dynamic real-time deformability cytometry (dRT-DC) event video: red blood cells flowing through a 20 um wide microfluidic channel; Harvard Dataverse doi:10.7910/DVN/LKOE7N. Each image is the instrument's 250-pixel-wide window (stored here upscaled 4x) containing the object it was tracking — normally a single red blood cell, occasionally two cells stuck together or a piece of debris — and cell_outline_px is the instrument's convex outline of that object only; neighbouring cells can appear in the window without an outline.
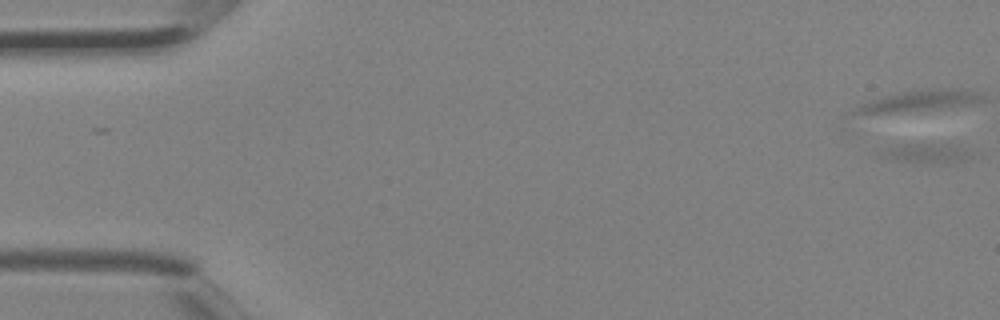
{"species": "Egyptian fruit bat (a non-hibernating species)", "species_latin": "Rousettus aegyptiacus", "temperature_condition": "room temperature", "stored_images_in_passage": 6, "camera_frame_rate_fps": 3000, "um_per_image_px": 0.085, "animal": {"sex": "female"}, "frame": {"image": 1, "passage_image": 1, "time_ms": 0.0, "image_size_px": [1000, 320], "cell_outline_px": [[972, 156], [968, 160], [948, 164], [916, 164], [888, 160], [876, 156], [876, 152], [880, 148], [896, 144], [948, 144], [964, 148], [972, 152]], "centroid_in_image_um": [78.6, 13.07], "position_along_channel_um": 6.4, "area_um2": 11.5}}
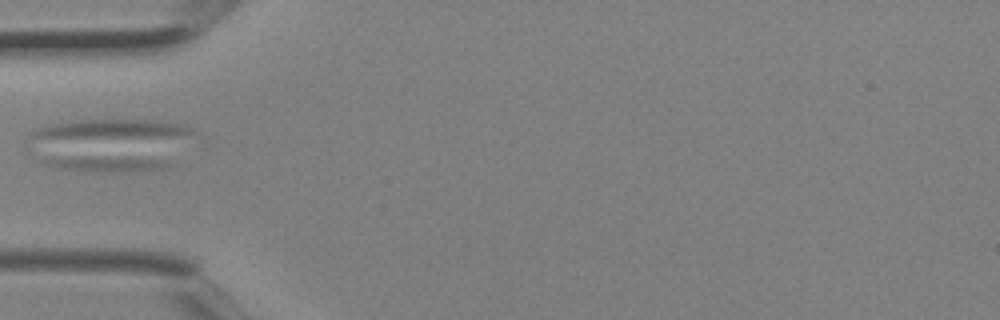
{"frame": {"image": 2, "passage_image": 6, "time_ms": 1.667, "image_size_px": [1000, 320], "cell_outline_px": [[168, 168], [136, 172], [92, 172], [56, 168], [44, 164], [40, 160], [52, 156], [124, 156], [168, 160]], "centroid_in_image_um": [8.98, 13.91], "position_along_channel_um": 76.0, "area_um2": 12.2}}